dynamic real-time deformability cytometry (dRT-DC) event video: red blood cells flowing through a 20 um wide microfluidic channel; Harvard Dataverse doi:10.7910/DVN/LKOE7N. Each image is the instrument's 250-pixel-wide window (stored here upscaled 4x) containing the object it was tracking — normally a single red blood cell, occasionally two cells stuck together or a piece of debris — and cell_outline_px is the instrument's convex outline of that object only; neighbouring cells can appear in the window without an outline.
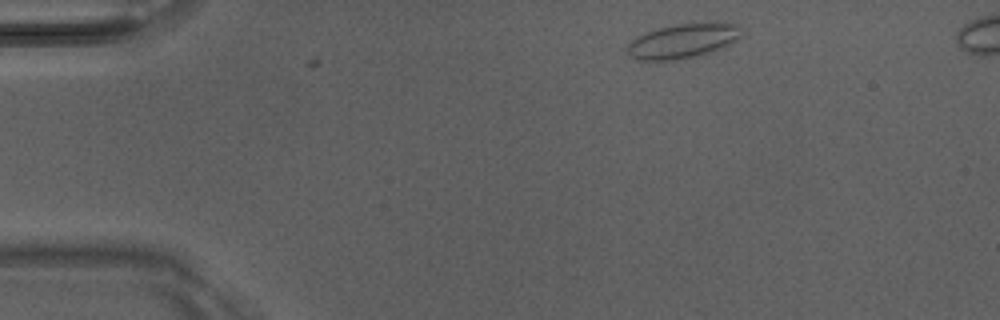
{"species": "Egyptian fruit bat (a non-hibernating species)", "species_latin": "Rousettus aegyptiacus", "temperature_condition": "room temperature", "stored_images_in_passage": 4, "camera_frame_rate_fps": 3000, "um_per_image_px": 0.085, "animal": {"sex": "male"}, "frame": {"image": 1, "passage_image": 1, "time_ms": 0.0, "image_size_px": [1000, 320], "cell_outline_px": [[740, 36], [736, 40], [724, 48], [700, 56], [672, 60], [636, 60], [628, 56], [624, 48], [636, 36], [660, 28], [676, 24], [740, 24]], "centroid_in_image_um": [57.99, 3.52], "position_along_channel_um": 27.0, "area_um2": 22.83}}